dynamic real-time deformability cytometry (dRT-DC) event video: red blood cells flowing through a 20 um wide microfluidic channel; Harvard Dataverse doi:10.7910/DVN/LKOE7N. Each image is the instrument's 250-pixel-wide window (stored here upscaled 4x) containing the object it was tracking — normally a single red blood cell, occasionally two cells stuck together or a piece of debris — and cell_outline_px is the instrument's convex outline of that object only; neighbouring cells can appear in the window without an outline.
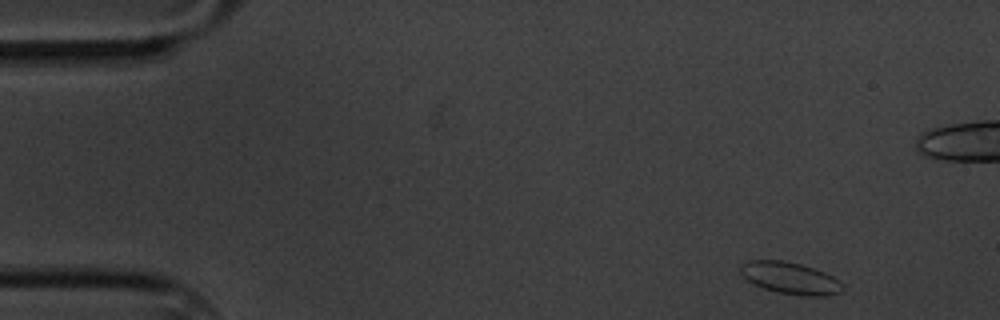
{"species": "common noctule bat (a hibernating species)", "species_latin": "Nyctalus noctula", "temperature_condition": "cold", "stored_images_in_passage": 5, "camera_frame_rate_fps": 3000, "um_per_image_px": 0.085, "animal": {"sex": "male", "body_mass_g": 20.1, "forearm_length_mm": 53.5}, "frame": {"image": 1, "passage_image": 1, "time_ms": 0.0, "image_size_px": [1000, 320], "cell_outline_px": [[844, 288], [840, 292], [828, 296], [800, 296], [780, 292], [764, 288], [752, 284], [740, 272], [740, 264], [748, 260], [784, 260], [800, 264], [824, 272], [840, 280]], "centroid_in_image_um": [67.17, 23.64], "position_along_channel_um": 17.8, "area_um2": 19.02}}